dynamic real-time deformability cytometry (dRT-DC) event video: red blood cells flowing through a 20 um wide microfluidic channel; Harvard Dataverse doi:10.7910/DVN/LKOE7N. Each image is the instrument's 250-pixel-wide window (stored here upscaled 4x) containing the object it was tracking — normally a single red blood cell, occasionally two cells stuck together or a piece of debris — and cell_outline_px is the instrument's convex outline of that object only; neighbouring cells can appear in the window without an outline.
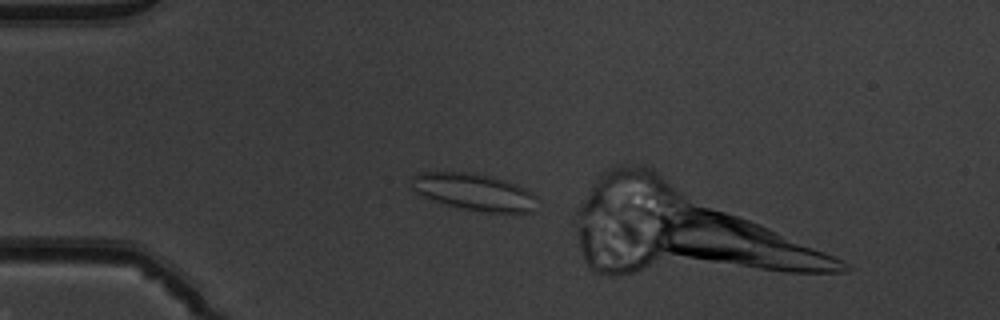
{"species": "common noctule bat (a hibernating species)", "species_latin": "Nyctalus noctula", "temperature_condition": "warm", "stored_images_in_passage": 7, "camera_frame_rate_fps": 3000, "um_per_image_px": 0.085, "animal": {"sex": "male", "body_mass_g": 19.5, "forearm_length_mm": 54.6}, "frame": {"image": 1, "passage_image": 4, "time_ms": 1.0, "image_size_px": [1000, 320], "cell_outline_px": [[536, 196], [532, 212], [484, 212], [456, 208], [444, 204], [424, 196], [416, 192], [412, 188], [408, 180], [412, 176], [420, 172], [472, 172], [504, 180], [516, 184], [532, 192]], "centroid_in_image_um": [40.24, 16.31], "position_along_channel_um": 44.8, "area_um2": 27.05}}